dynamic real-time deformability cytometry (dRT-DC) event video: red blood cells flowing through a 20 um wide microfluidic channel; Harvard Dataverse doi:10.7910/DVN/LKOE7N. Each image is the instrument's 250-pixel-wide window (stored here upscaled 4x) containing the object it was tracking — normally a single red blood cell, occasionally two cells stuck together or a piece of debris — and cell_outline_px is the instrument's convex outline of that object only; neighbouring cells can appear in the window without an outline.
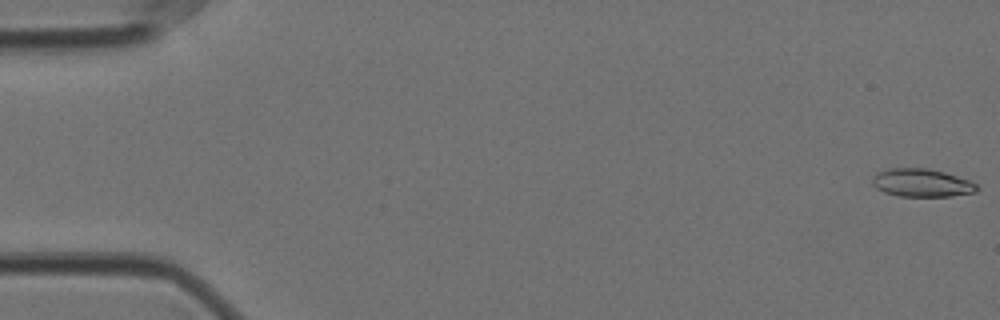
{"species": "Egyptian fruit bat (a non-hibernating species)", "species_latin": "Rousettus aegyptiacus", "temperature_condition": "cold", "stored_images_in_passage": 11, "camera_frame_rate_fps": 3000, "um_per_image_px": 0.085, "animal": {"sex": "female"}, "frame": {"image": 1, "passage_image": 1, "time_ms": 0.0, "image_size_px": [1000, 320], "cell_outline_px": [[980, 188], [976, 192], [952, 196], [900, 196], [884, 192], [876, 188], [872, 184], [872, 176], [876, 172], [888, 168], [928, 168], [944, 172], [972, 180]], "centroid_in_image_um": [78.36, 15.53], "position_along_channel_um": 6.6, "area_um2": 17.34}}